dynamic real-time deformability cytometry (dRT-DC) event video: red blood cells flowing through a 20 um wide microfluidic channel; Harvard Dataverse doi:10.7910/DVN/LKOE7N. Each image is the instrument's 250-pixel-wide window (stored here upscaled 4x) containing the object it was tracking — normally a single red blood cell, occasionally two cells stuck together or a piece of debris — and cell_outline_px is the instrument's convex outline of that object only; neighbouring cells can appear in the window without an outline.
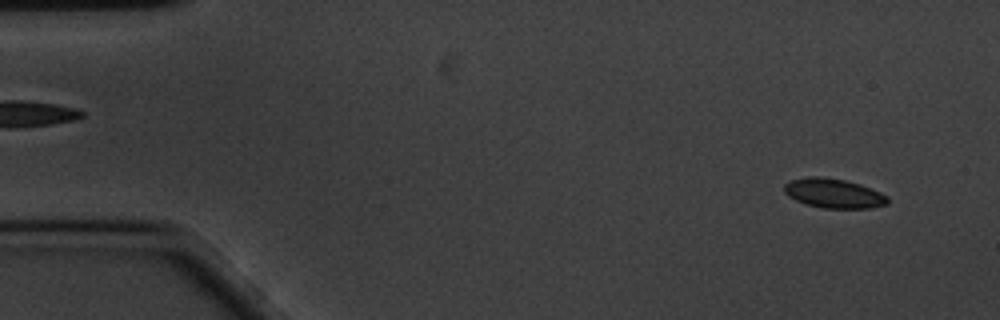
{"species": "common noctule bat (a hibernating species)", "species_latin": "Nyctalus noctula", "temperature_condition": "cold", "stored_images_in_passage": 57, "camera_frame_rate_fps": 3000, "um_per_image_px": 0.085, "animal": {"sex": "male", "body_mass_g": 20.1, "forearm_length_mm": 53.5}, "frame": {"image": 1, "passage_image": 3, "time_ms": 0.667, "image_size_px": [1000, 320], "cell_outline_px": [[888, 204], [872, 208], [824, 208], [808, 204], [796, 200], [788, 196], [784, 192], [784, 184], [788, 180], [808, 176], [820, 176], [844, 180], [860, 184], [880, 192], [888, 196]], "centroid_in_image_um": [70.85, 16.42], "position_along_channel_um": 14.1, "area_um2": 17.8}}
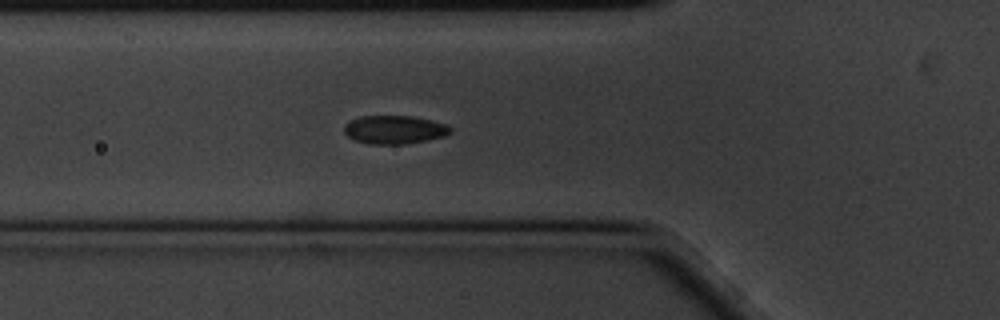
{"frame": {"image": 2, "passage_image": 19, "time_ms": 6.0, "image_size_px": [1000, 320], "cell_outline_px": [[452, 132], [444, 136], [428, 140], [404, 144], [368, 144], [356, 140], [348, 136], [344, 132], [344, 124], [348, 120], [360, 116], [412, 116], [432, 120], [448, 124], [452, 128]], "centroid_in_image_um": [33.54, 11.01], "position_along_channel_um": 92.3, "area_um2": 17.8}}
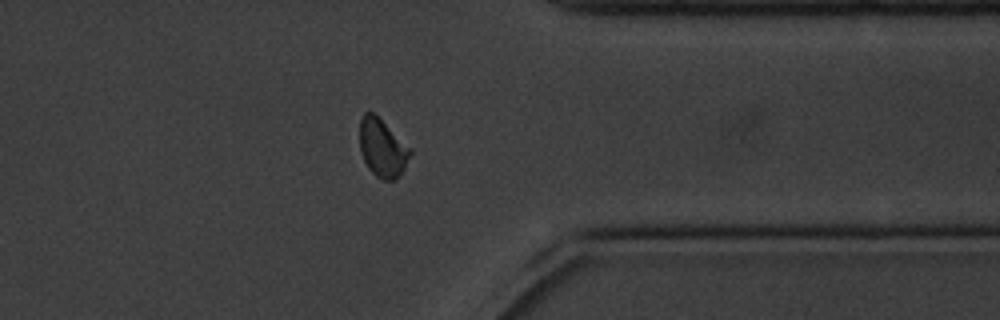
{"frame": {"image": 3, "passage_image": 45, "time_ms": 14.667, "image_size_px": [1000, 320], "cell_outline_px": [[412, 152], [404, 168], [392, 180], [384, 180], [376, 176], [368, 168], [360, 152], [360, 120], [364, 112], [372, 112], [412, 148]], "centroid_in_image_um": [32.49, 12.57], "position_along_channel_um": 378.9, "area_um2": 16.82}, "authors_computed_cell_mechanics": {"area_um2": 17.4556, "velocity_mm_per_s": 3.3914, "shape_relaxation_time_tau1_ms": 2.0918, "shape_relaxation_time_tau2_ms": null, "deformation_change_tau1": 0.065, "deformation_change_tau2": null}}